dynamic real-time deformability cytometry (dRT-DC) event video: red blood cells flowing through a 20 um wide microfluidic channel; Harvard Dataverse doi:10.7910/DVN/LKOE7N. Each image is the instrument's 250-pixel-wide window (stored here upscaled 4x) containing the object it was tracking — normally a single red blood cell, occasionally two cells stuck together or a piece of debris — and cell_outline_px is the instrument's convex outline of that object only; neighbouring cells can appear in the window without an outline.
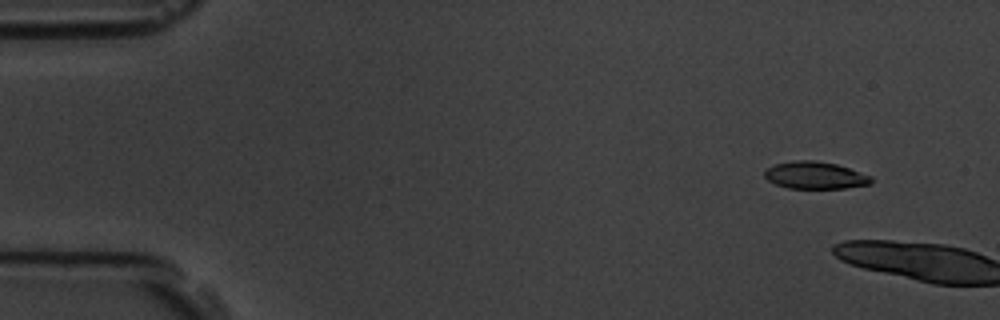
{"species": "common noctule bat (a hibernating species)", "species_latin": "Nyctalus noctula", "temperature_condition": "room temperature", "stored_images_in_passage": 3, "camera_frame_rate_fps": 3000, "um_per_image_px": 0.085, "animal": {"sex": "male", "body_mass_g": 19.5, "forearm_length_mm": 54.6}, "frame": {"image": 1, "passage_image": 2, "time_ms": 1.0, "image_size_px": [1000, 320], "cell_outline_px": [[872, 184], [844, 188], [788, 188], [776, 184], [768, 180], [764, 176], [764, 168], [776, 164], [796, 160], [816, 160], [836, 164], [872, 176]], "centroid_in_image_um": [69.27, 14.9], "position_along_channel_um": 15.7, "area_um2": 16.94}}